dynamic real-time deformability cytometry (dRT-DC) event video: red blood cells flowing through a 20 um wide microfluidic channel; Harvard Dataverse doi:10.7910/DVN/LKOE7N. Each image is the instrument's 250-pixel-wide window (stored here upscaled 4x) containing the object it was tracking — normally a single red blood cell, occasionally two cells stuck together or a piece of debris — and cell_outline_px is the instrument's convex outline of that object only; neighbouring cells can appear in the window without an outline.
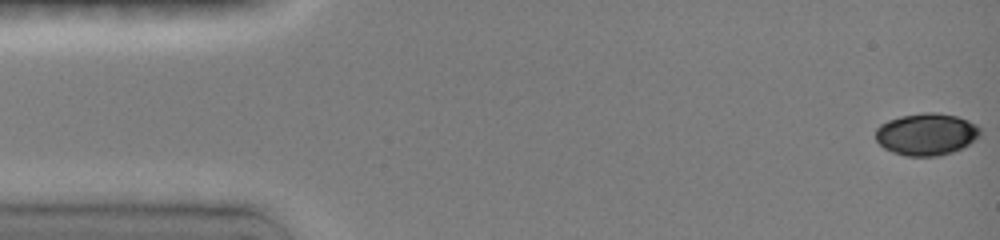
{"species": "common noctule bat (a hibernating species)", "species_latin": "Nyctalus noctula", "temperature_condition": "room temperature", "stored_images_in_passage": 19, "camera_frame_rate_fps": 3000, "um_per_image_px": 0.085, "animal": {"sex": "female", "body_mass_g": 19.0, "forearm_length_mm": 51.5}, "frame": {"image": 1, "passage_image": 1, "time_ms": 0.0, "image_size_px": [1000, 240], "cell_outline_px": [[980, 136], [968, 144], [952, 152], [936, 156], [904, 156], [892, 152], [884, 148], [876, 140], [876, 128], [880, 124], [888, 120], [900, 116], [924, 112], [936, 112], [956, 116], [968, 120], [976, 124], [980, 128]], "centroid_in_image_um": [78.73, 11.4], "position_along_channel_um": 6.3, "area_um2": 25.66}}
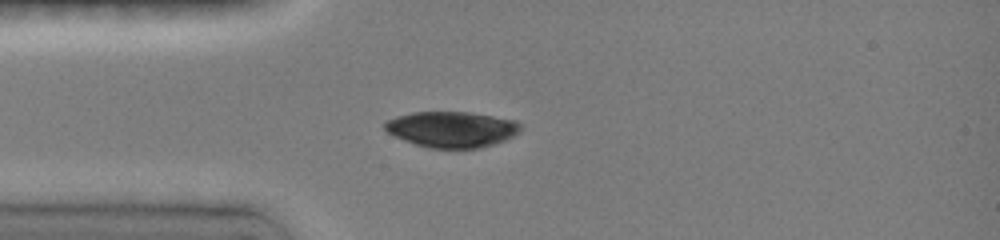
{"frame": {"image": 2, "passage_image": 10, "time_ms": 3.667, "image_size_px": [1000, 240], "cell_outline_px": [[524, 128], [520, 132], [504, 140], [480, 148], [428, 148], [404, 140], [388, 132], [384, 128], [384, 124], [388, 120], [396, 116], [412, 112], [468, 112], [516, 120]], "centroid_in_image_um": [38.42, 10.99], "position_along_channel_um": 46.6, "area_um2": 28.26}}